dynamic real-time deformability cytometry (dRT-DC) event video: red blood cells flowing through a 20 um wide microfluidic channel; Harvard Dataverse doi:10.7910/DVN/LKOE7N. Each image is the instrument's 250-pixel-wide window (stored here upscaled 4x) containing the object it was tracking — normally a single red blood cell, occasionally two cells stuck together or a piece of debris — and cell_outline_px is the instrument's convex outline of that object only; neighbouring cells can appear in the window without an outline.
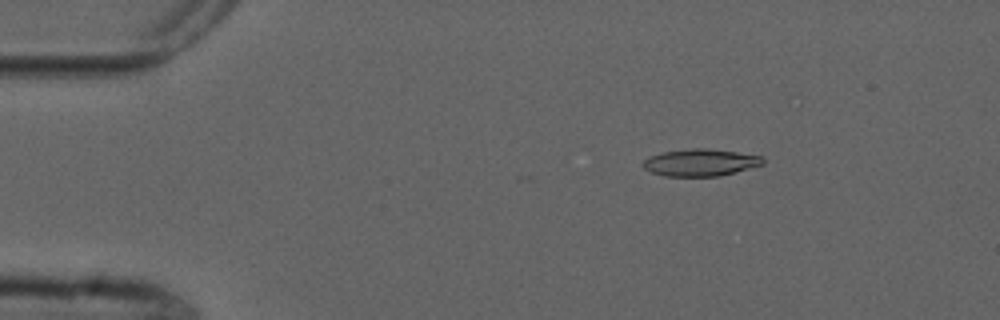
{"species": "common noctule bat (a hibernating species)", "species_latin": "Nyctalus noctula", "temperature_condition": "cold", "stored_images_in_passage": 6, "camera_frame_rate_fps": 3000, "um_per_image_px": 0.085, "animal": {"sex": "male", "forearm_length_mm": 52.5}, "frame": {"image": 1, "passage_image": 3, "time_ms": 2.333, "image_size_px": [1000, 320], "cell_outline_px": [[764, 164], [736, 172], [720, 176], [664, 176], [652, 172], [644, 168], [640, 164], [648, 156], [664, 152], [692, 148], [708, 148], [764, 156]], "centroid_in_image_um": [59.54, 13.81], "position_along_channel_um": 25.5, "area_um2": 19.02}}